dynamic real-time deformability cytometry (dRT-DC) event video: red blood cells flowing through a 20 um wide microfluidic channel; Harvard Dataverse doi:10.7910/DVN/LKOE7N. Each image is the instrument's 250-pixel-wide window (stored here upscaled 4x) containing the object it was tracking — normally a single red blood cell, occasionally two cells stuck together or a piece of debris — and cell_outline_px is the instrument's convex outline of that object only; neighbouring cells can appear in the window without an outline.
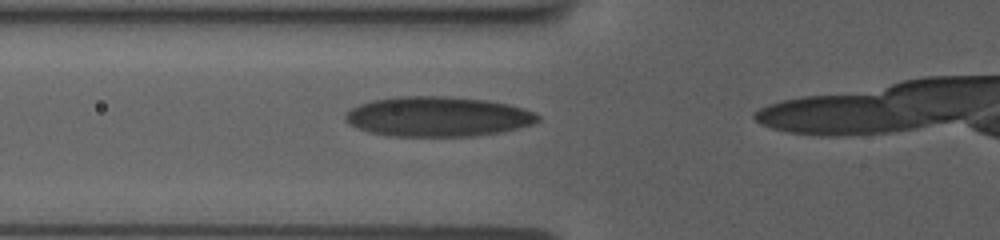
{"species": "human", "species_latin": "Homo sapiens", "temperature_condition": "room temperature", "stored_images_in_passage": 20, "camera_frame_rate_fps": 3000, "um_per_image_px": 0.085, "donor": {"sex": "female"}, "frame": {"image": 1, "passage_image": 12, "time_ms": 3.667, "image_size_px": [1000, 240], "cell_outline_px": [[540, 120], [536, 124], [500, 132], [472, 136], [388, 136], [368, 132], [356, 128], [348, 124], [344, 120], [344, 116], [352, 108], [360, 104], [372, 100], [396, 96], [444, 96], [484, 100], [508, 104], [532, 112], [540, 116]], "centroid_in_image_um": [37.17, 9.92], "position_along_channel_um": 88.6, "area_um2": 44.85}}
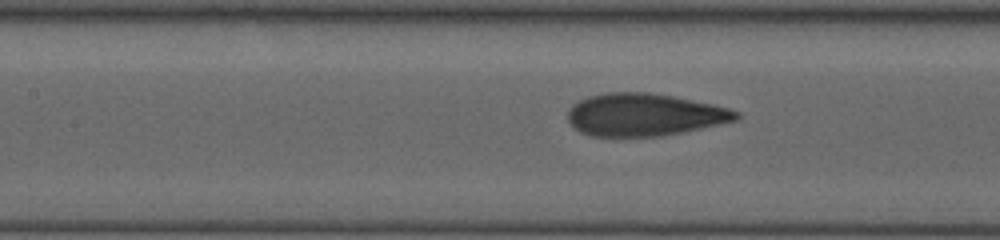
{"frame": {"image": 2, "passage_image": 17, "time_ms": 5.333, "image_size_px": [1000, 240], "cell_outline_px": [[740, 116], [736, 120], [720, 124], [660, 136], [592, 136], [580, 132], [568, 120], [568, 108], [572, 104], [588, 96], [608, 92], [648, 92], [672, 96], [712, 104], [728, 108], [740, 112]], "centroid_in_image_um": [54.74, 9.74], "position_along_channel_um": 152.7, "area_um2": 41.44}}